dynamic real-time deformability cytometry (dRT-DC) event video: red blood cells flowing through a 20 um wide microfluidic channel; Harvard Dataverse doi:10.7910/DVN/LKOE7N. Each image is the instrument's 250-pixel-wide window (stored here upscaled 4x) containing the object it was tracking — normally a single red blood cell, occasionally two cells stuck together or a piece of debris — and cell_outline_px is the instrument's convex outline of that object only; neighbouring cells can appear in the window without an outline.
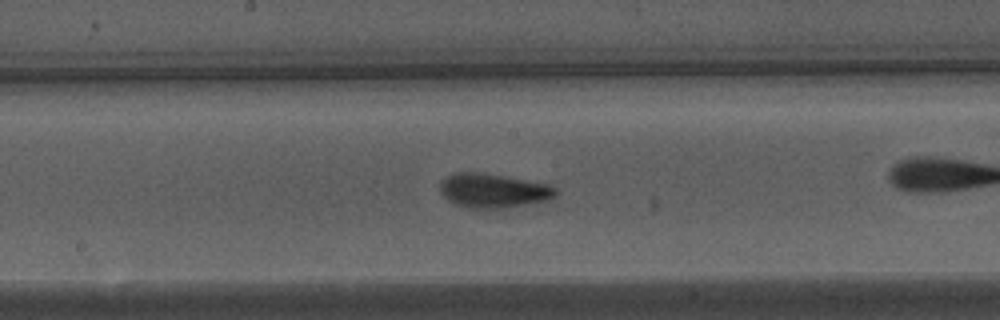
{"species": "Egyptian fruit bat (a non-hibernating species)", "species_latin": "Rousettus aegyptiacus", "temperature_condition": "warm", "stored_images_in_passage": 39, "camera_frame_rate_fps": 3000, "um_per_image_px": 0.085, "animal": {"sex": "male"}, "frame": {"image": 1, "passage_image": 12, "time_ms": 3.667, "image_size_px": [1000, 320], "cell_outline_px": [[560, 192], [556, 196], [548, 200], [500, 208], [468, 208], [452, 204], [440, 192], [440, 184], [448, 176], [456, 172], [476, 172], [504, 176], [548, 184], [556, 188]], "centroid_in_image_um": [41.93, 16.21], "position_along_channel_um": 206.3, "area_um2": 22.89}, "authors_computed_cell_mechanics": {"area_um2": 21.8484, "velocity_mm_per_s": 3.8301, "shape_relaxation_time_tau1_ms": 3.7446, "shape_relaxation_time_tau2_ms": 1.1275, "deformation_change_tau1": 0.1501, "deformation_change_tau2": 0.0628}}